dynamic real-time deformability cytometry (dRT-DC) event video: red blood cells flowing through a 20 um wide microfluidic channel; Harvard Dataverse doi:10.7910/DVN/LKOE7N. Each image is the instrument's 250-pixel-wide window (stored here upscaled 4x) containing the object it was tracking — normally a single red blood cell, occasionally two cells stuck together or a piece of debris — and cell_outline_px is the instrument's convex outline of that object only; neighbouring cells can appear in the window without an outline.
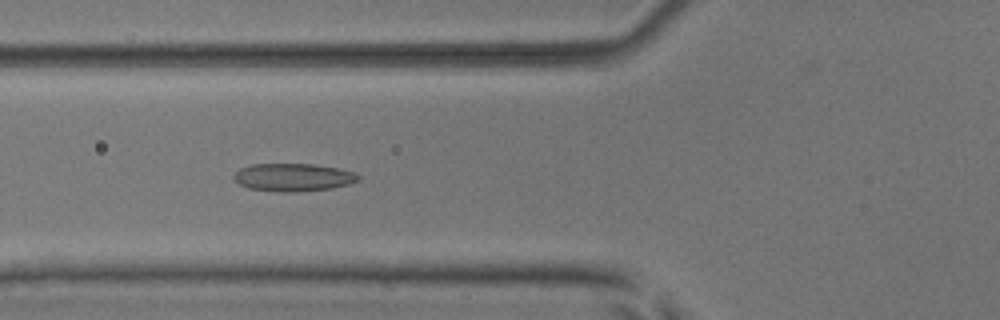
{"species": "common noctule bat (a hibernating species)", "species_latin": "Nyctalus noctula", "temperature_condition": "room temperature", "stored_images_in_passage": 52, "camera_frame_rate_fps": 3000, "um_per_image_px": 0.085, "animal": {"sex": "male", "body_mass_g": 17.9, "forearm_length_mm": 54.2}, "frame": {"image": 1, "passage_image": 19, "time_ms": 6.0, "image_size_px": [1000, 320], "cell_outline_px": [[360, 180], [348, 184], [332, 188], [292, 192], [280, 192], [248, 188], [240, 184], [232, 176], [240, 168], [252, 164], [312, 164], [336, 168], [356, 172], [360, 176]], "centroid_in_image_um": [24.93, 15.07], "position_along_channel_um": 100.9, "area_um2": 20.11}}
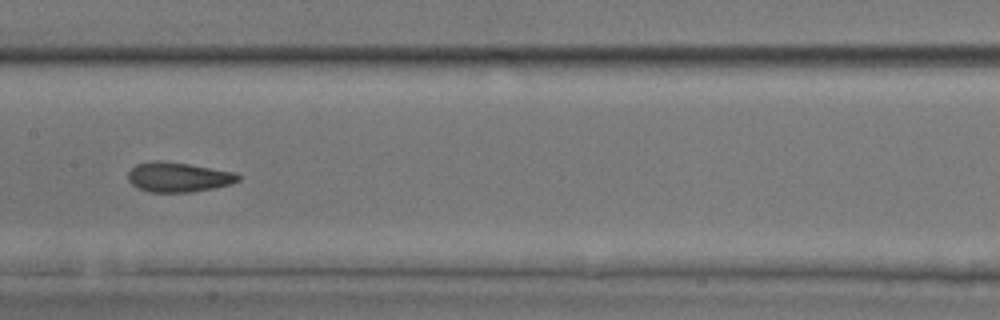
{"frame": {"image": 2, "passage_image": 26, "time_ms": 8.333, "image_size_px": [1000, 320], "cell_outline_px": [[240, 180], [232, 184], [192, 192], [148, 192], [132, 184], [128, 180], [128, 172], [136, 164], [156, 160], [160, 160], [188, 164], [236, 172], [240, 176]], "centroid_in_image_um": [15.17, 15.05], "position_along_channel_um": 192.2, "area_um2": 19.07}}
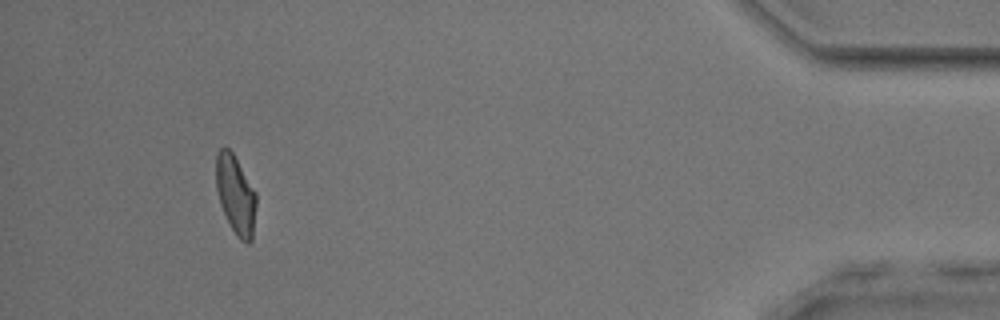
{"frame": {"image": 3, "passage_image": 48, "time_ms": 15.667, "image_size_px": [1000, 320], "cell_outline_px": [[256, 204], [252, 240], [248, 244], [240, 240], [236, 236], [220, 204], [216, 188], [216, 156], [220, 148], [228, 148], [232, 152], [256, 192]], "centroid_in_image_um": [20.03, 16.57], "position_along_channel_um": 415.2, "area_um2": 18.26}, "authors_computed_cell_mechanics": {"area_um2": 19.0451, "velocity_mm_per_s": 3.9169, "shape_relaxation_time_tau1_ms": 7.6059, "shape_relaxation_time_tau2_ms": 1.7529, "deformation_change_tau1": 0.1737, "deformation_change_tau2": 0.0941}}